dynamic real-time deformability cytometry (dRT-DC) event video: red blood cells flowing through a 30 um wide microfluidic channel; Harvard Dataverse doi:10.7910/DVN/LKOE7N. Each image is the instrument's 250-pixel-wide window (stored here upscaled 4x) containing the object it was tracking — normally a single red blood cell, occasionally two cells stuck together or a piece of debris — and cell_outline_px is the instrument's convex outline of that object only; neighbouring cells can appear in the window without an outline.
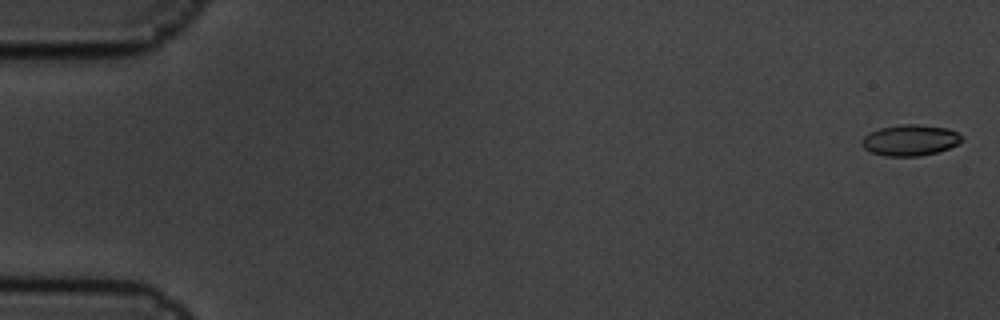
{"species": "common noctule bat (a hibernating species)", "species_latin": "Nyctalus noctula", "temperature_condition": "cold", "stored_images_in_passage": 6, "camera_frame_rate_fps": 3000, "um_per_image_px": 0.085, "animal": {"sex": "male", "body_mass_g": 19.5, "forearm_length_mm": 54.6}, "frame": {"image": 1, "passage_image": 1, "time_ms": 0.0, "image_size_px": [1000, 320], "cell_outline_px": [[964, 140], [948, 148], [936, 152], [920, 156], [888, 156], [872, 152], [864, 148], [860, 144], [860, 140], [864, 136], [880, 128], [904, 124], [920, 124], [948, 128], [964, 136]], "centroid_in_image_um": [77.38, 11.91], "position_along_channel_um": 7.6, "area_um2": 18.03}}
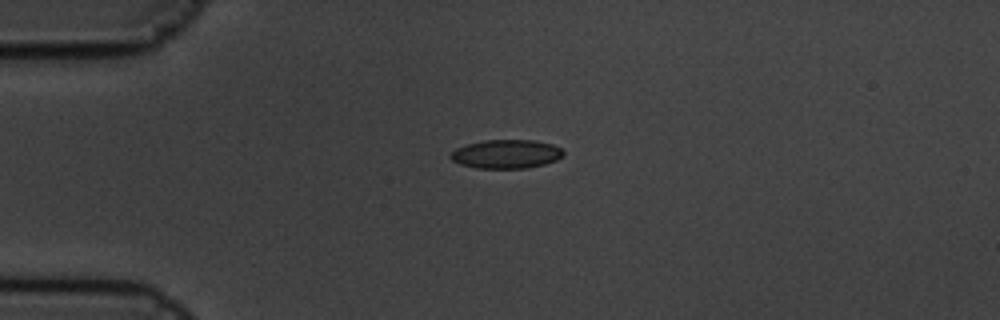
{"frame": {"image": 2, "passage_image": 5, "time_ms": 1.333, "image_size_px": [1000, 320], "cell_outline_px": [[564, 156], [556, 160], [544, 164], [528, 168], [476, 168], [460, 164], [452, 160], [448, 156], [456, 148], [468, 144], [484, 140], [536, 140], [552, 144], [560, 148], [564, 152]], "centroid_in_image_um": [43.04, 13.09], "position_along_channel_um": 42.0, "area_um2": 18.96}}